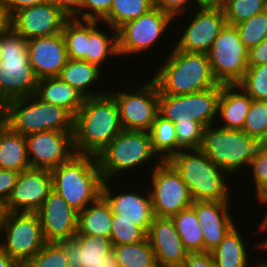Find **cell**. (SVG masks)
Listing matches in <instances>:
<instances>
[{"label":"cell","mask_w":267,"mask_h":267,"mask_svg":"<svg viewBox=\"0 0 267 267\" xmlns=\"http://www.w3.org/2000/svg\"><path fill=\"white\" fill-rule=\"evenodd\" d=\"M242 130L260 144L267 141V101L252 99Z\"/></svg>","instance_id":"obj_37"},{"label":"cell","mask_w":267,"mask_h":267,"mask_svg":"<svg viewBox=\"0 0 267 267\" xmlns=\"http://www.w3.org/2000/svg\"><path fill=\"white\" fill-rule=\"evenodd\" d=\"M2 213H3V206L0 204V223H1Z\"/></svg>","instance_id":"obj_58"},{"label":"cell","mask_w":267,"mask_h":267,"mask_svg":"<svg viewBox=\"0 0 267 267\" xmlns=\"http://www.w3.org/2000/svg\"><path fill=\"white\" fill-rule=\"evenodd\" d=\"M247 244L235 225L211 251L217 267H249L252 261L248 260L249 245Z\"/></svg>","instance_id":"obj_31"},{"label":"cell","mask_w":267,"mask_h":267,"mask_svg":"<svg viewBox=\"0 0 267 267\" xmlns=\"http://www.w3.org/2000/svg\"><path fill=\"white\" fill-rule=\"evenodd\" d=\"M50 171L52 189L78 213L102 196L104 179L94 155L75 154Z\"/></svg>","instance_id":"obj_3"},{"label":"cell","mask_w":267,"mask_h":267,"mask_svg":"<svg viewBox=\"0 0 267 267\" xmlns=\"http://www.w3.org/2000/svg\"><path fill=\"white\" fill-rule=\"evenodd\" d=\"M259 204L267 198V141L257 148L249 165Z\"/></svg>","instance_id":"obj_42"},{"label":"cell","mask_w":267,"mask_h":267,"mask_svg":"<svg viewBox=\"0 0 267 267\" xmlns=\"http://www.w3.org/2000/svg\"><path fill=\"white\" fill-rule=\"evenodd\" d=\"M47 2H50V0H3L6 11L10 17L21 9L45 4Z\"/></svg>","instance_id":"obj_51"},{"label":"cell","mask_w":267,"mask_h":267,"mask_svg":"<svg viewBox=\"0 0 267 267\" xmlns=\"http://www.w3.org/2000/svg\"><path fill=\"white\" fill-rule=\"evenodd\" d=\"M4 106L5 124L22 135L48 130L74 132V116L68 110L35 95L11 100Z\"/></svg>","instance_id":"obj_6"},{"label":"cell","mask_w":267,"mask_h":267,"mask_svg":"<svg viewBox=\"0 0 267 267\" xmlns=\"http://www.w3.org/2000/svg\"><path fill=\"white\" fill-rule=\"evenodd\" d=\"M261 204L263 205H267V198L263 201V202H261ZM267 213V212H266ZM265 213V216L267 217V214Z\"/></svg>","instance_id":"obj_59"},{"label":"cell","mask_w":267,"mask_h":267,"mask_svg":"<svg viewBox=\"0 0 267 267\" xmlns=\"http://www.w3.org/2000/svg\"><path fill=\"white\" fill-rule=\"evenodd\" d=\"M112 245H123L131 243H139L147 238V233L134 224L131 220L118 219V214L112 216Z\"/></svg>","instance_id":"obj_40"},{"label":"cell","mask_w":267,"mask_h":267,"mask_svg":"<svg viewBox=\"0 0 267 267\" xmlns=\"http://www.w3.org/2000/svg\"><path fill=\"white\" fill-rule=\"evenodd\" d=\"M221 90L222 84H218L186 95L159 94L158 113L172 123H185L192 120L201 123L204 127L214 125L217 123L214 119L218 115Z\"/></svg>","instance_id":"obj_10"},{"label":"cell","mask_w":267,"mask_h":267,"mask_svg":"<svg viewBox=\"0 0 267 267\" xmlns=\"http://www.w3.org/2000/svg\"><path fill=\"white\" fill-rule=\"evenodd\" d=\"M61 33L65 41L68 58L84 60L87 46V20L69 18L65 22Z\"/></svg>","instance_id":"obj_36"},{"label":"cell","mask_w":267,"mask_h":267,"mask_svg":"<svg viewBox=\"0 0 267 267\" xmlns=\"http://www.w3.org/2000/svg\"><path fill=\"white\" fill-rule=\"evenodd\" d=\"M35 96L45 103L59 105L75 116L81 109L85 96L59 77L38 80Z\"/></svg>","instance_id":"obj_26"},{"label":"cell","mask_w":267,"mask_h":267,"mask_svg":"<svg viewBox=\"0 0 267 267\" xmlns=\"http://www.w3.org/2000/svg\"><path fill=\"white\" fill-rule=\"evenodd\" d=\"M147 237L158 267H182L188 251L171 217L154 216Z\"/></svg>","instance_id":"obj_21"},{"label":"cell","mask_w":267,"mask_h":267,"mask_svg":"<svg viewBox=\"0 0 267 267\" xmlns=\"http://www.w3.org/2000/svg\"><path fill=\"white\" fill-rule=\"evenodd\" d=\"M188 252H204L203 232L195 211L189 207L171 217Z\"/></svg>","instance_id":"obj_34"},{"label":"cell","mask_w":267,"mask_h":267,"mask_svg":"<svg viewBox=\"0 0 267 267\" xmlns=\"http://www.w3.org/2000/svg\"><path fill=\"white\" fill-rule=\"evenodd\" d=\"M151 78L159 94L186 95L217 86L206 53L183 52L176 47L169 51Z\"/></svg>","instance_id":"obj_2"},{"label":"cell","mask_w":267,"mask_h":267,"mask_svg":"<svg viewBox=\"0 0 267 267\" xmlns=\"http://www.w3.org/2000/svg\"><path fill=\"white\" fill-rule=\"evenodd\" d=\"M32 168L53 169L75 154L73 132L41 131L25 136Z\"/></svg>","instance_id":"obj_15"},{"label":"cell","mask_w":267,"mask_h":267,"mask_svg":"<svg viewBox=\"0 0 267 267\" xmlns=\"http://www.w3.org/2000/svg\"><path fill=\"white\" fill-rule=\"evenodd\" d=\"M174 124L177 136V153L181 150L199 149L204 126L192 120Z\"/></svg>","instance_id":"obj_44"},{"label":"cell","mask_w":267,"mask_h":267,"mask_svg":"<svg viewBox=\"0 0 267 267\" xmlns=\"http://www.w3.org/2000/svg\"><path fill=\"white\" fill-rule=\"evenodd\" d=\"M182 267H217L211 252H188Z\"/></svg>","instance_id":"obj_48"},{"label":"cell","mask_w":267,"mask_h":267,"mask_svg":"<svg viewBox=\"0 0 267 267\" xmlns=\"http://www.w3.org/2000/svg\"><path fill=\"white\" fill-rule=\"evenodd\" d=\"M252 98L239 84L222 85L218 103V116L221 123L218 126L224 129L242 130L248 114Z\"/></svg>","instance_id":"obj_25"},{"label":"cell","mask_w":267,"mask_h":267,"mask_svg":"<svg viewBox=\"0 0 267 267\" xmlns=\"http://www.w3.org/2000/svg\"><path fill=\"white\" fill-rule=\"evenodd\" d=\"M70 267H119L110 238L99 235H76L58 243Z\"/></svg>","instance_id":"obj_19"},{"label":"cell","mask_w":267,"mask_h":267,"mask_svg":"<svg viewBox=\"0 0 267 267\" xmlns=\"http://www.w3.org/2000/svg\"><path fill=\"white\" fill-rule=\"evenodd\" d=\"M28 57L38 80L58 77L69 59L62 33L28 40Z\"/></svg>","instance_id":"obj_22"},{"label":"cell","mask_w":267,"mask_h":267,"mask_svg":"<svg viewBox=\"0 0 267 267\" xmlns=\"http://www.w3.org/2000/svg\"><path fill=\"white\" fill-rule=\"evenodd\" d=\"M111 181L106 180L102 187V197L110 205L113 214H118V219L131 220L140 226L147 234L154 218L152 199L149 189L144 195L139 191L134 192H115L109 185Z\"/></svg>","instance_id":"obj_23"},{"label":"cell","mask_w":267,"mask_h":267,"mask_svg":"<svg viewBox=\"0 0 267 267\" xmlns=\"http://www.w3.org/2000/svg\"><path fill=\"white\" fill-rule=\"evenodd\" d=\"M261 144L243 130L206 126L199 149L218 167L230 176L248 167ZM246 165V167H245ZM239 171V172H238Z\"/></svg>","instance_id":"obj_7"},{"label":"cell","mask_w":267,"mask_h":267,"mask_svg":"<svg viewBox=\"0 0 267 267\" xmlns=\"http://www.w3.org/2000/svg\"><path fill=\"white\" fill-rule=\"evenodd\" d=\"M31 168L25 135L13 131L7 124L0 128V169L18 173Z\"/></svg>","instance_id":"obj_27"},{"label":"cell","mask_w":267,"mask_h":267,"mask_svg":"<svg viewBox=\"0 0 267 267\" xmlns=\"http://www.w3.org/2000/svg\"><path fill=\"white\" fill-rule=\"evenodd\" d=\"M21 267H70L64 249L58 243H46Z\"/></svg>","instance_id":"obj_43"},{"label":"cell","mask_w":267,"mask_h":267,"mask_svg":"<svg viewBox=\"0 0 267 267\" xmlns=\"http://www.w3.org/2000/svg\"><path fill=\"white\" fill-rule=\"evenodd\" d=\"M190 1L192 0H154V6L176 19V17L179 18L182 13L184 14L188 9H191Z\"/></svg>","instance_id":"obj_47"},{"label":"cell","mask_w":267,"mask_h":267,"mask_svg":"<svg viewBox=\"0 0 267 267\" xmlns=\"http://www.w3.org/2000/svg\"><path fill=\"white\" fill-rule=\"evenodd\" d=\"M212 74L222 85L239 84L248 70V49L235 26L226 24L207 53Z\"/></svg>","instance_id":"obj_11"},{"label":"cell","mask_w":267,"mask_h":267,"mask_svg":"<svg viewBox=\"0 0 267 267\" xmlns=\"http://www.w3.org/2000/svg\"><path fill=\"white\" fill-rule=\"evenodd\" d=\"M10 27V16L8 15L3 0H0V33Z\"/></svg>","instance_id":"obj_53"},{"label":"cell","mask_w":267,"mask_h":267,"mask_svg":"<svg viewBox=\"0 0 267 267\" xmlns=\"http://www.w3.org/2000/svg\"><path fill=\"white\" fill-rule=\"evenodd\" d=\"M112 210L101 196L78 213V231L76 235H99L110 238L112 231Z\"/></svg>","instance_id":"obj_30"},{"label":"cell","mask_w":267,"mask_h":267,"mask_svg":"<svg viewBox=\"0 0 267 267\" xmlns=\"http://www.w3.org/2000/svg\"><path fill=\"white\" fill-rule=\"evenodd\" d=\"M267 64V37L257 46L248 50V66Z\"/></svg>","instance_id":"obj_49"},{"label":"cell","mask_w":267,"mask_h":267,"mask_svg":"<svg viewBox=\"0 0 267 267\" xmlns=\"http://www.w3.org/2000/svg\"><path fill=\"white\" fill-rule=\"evenodd\" d=\"M5 124V106L0 103V128Z\"/></svg>","instance_id":"obj_56"},{"label":"cell","mask_w":267,"mask_h":267,"mask_svg":"<svg viewBox=\"0 0 267 267\" xmlns=\"http://www.w3.org/2000/svg\"><path fill=\"white\" fill-rule=\"evenodd\" d=\"M18 172L8 169H0V204H4L9 199L15 186Z\"/></svg>","instance_id":"obj_46"},{"label":"cell","mask_w":267,"mask_h":267,"mask_svg":"<svg viewBox=\"0 0 267 267\" xmlns=\"http://www.w3.org/2000/svg\"><path fill=\"white\" fill-rule=\"evenodd\" d=\"M258 229L260 231H263L265 234H266V231H267V217L264 215L263 219H261V222H260V225L258 227ZM255 245V248L259 249L262 251L264 250V252L266 251L267 252V238L265 240H263L262 242H259Z\"/></svg>","instance_id":"obj_55"},{"label":"cell","mask_w":267,"mask_h":267,"mask_svg":"<svg viewBox=\"0 0 267 267\" xmlns=\"http://www.w3.org/2000/svg\"><path fill=\"white\" fill-rule=\"evenodd\" d=\"M149 189L154 216L172 217L191 207L193 199L188 186L168 161L156 160Z\"/></svg>","instance_id":"obj_12"},{"label":"cell","mask_w":267,"mask_h":267,"mask_svg":"<svg viewBox=\"0 0 267 267\" xmlns=\"http://www.w3.org/2000/svg\"><path fill=\"white\" fill-rule=\"evenodd\" d=\"M46 243H59L73 239L78 231V212L53 189L36 212Z\"/></svg>","instance_id":"obj_18"},{"label":"cell","mask_w":267,"mask_h":267,"mask_svg":"<svg viewBox=\"0 0 267 267\" xmlns=\"http://www.w3.org/2000/svg\"><path fill=\"white\" fill-rule=\"evenodd\" d=\"M192 20L174 45L183 52L208 53L214 40L227 24L224 11L196 9Z\"/></svg>","instance_id":"obj_20"},{"label":"cell","mask_w":267,"mask_h":267,"mask_svg":"<svg viewBox=\"0 0 267 267\" xmlns=\"http://www.w3.org/2000/svg\"><path fill=\"white\" fill-rule=\"evenodd\" d=\"M250 266H253V267H267V262H254L253 265H250Z\"/></svg>","instance_id":"obj_57"},{"label":"cell","mask_w":267,"mask_h":267,"mask_svg":"<svg viewBox=\"0 0 267 267\" xmlns=\"http://www.w3.org/2000/svg\"><path fill=\"white\" fill-rule=\"evenodd\" d=\"M267 9V0H225L227 24L236 25Z\"/></svg>","instance_id":"obj_39"},{"label":"cell","mask_w":267,"mask_h":267,"mask_svg":"<svg viewBox=\"0 0 267 267\" xmlns=\"http://www.w3.org/2000/svg\"><path fill=\"white\" fill-rule=\"evenodd\" d=\"M172 22H175L172 16L155 6L142 16L127 22L117 30L119 56L152 50L161 36H166L167 28Z\"/></svg>","instance_id":"obj_14"},{"label":"cell","mask_w":267,"mask_h":267,"mask_svg":"<svg viewBox=\"0 0 267 267\" xmlns=\"http://www.w3.org/2000/svg\"><path fill=\"white\" fill-rule=\"evenodd\" d=\"M168 162L188 186L193 201L231 202L226 181L231 176L200 149L181 150Z\"/></svg>","instance_id":"obj_5"},{"label":"cell","mask_w":267,"mask_h":267,"mask_svg":"<svg viewBox=\"0 0 267 267\" xmlns=\"http://www.w3.org/2000/svg\"><path fill=\"white\" fill-rule=\"evenodd\" d=\"M239 85L252 99L267 101V64L248 66Z\"/></svg>","instance_id":"obj_41"},{"label":"cell","mask_w":267,"mask_h":267,"mask_svg":"<svg viewBox=\"0 0 267 267\" xmlns=\"http://www.w3.org/2000/svg\"><path fill=\"white\" fill-rule=\"evenodd\" d=\"M37 82L28 40L9 27L0 33V103L35 95Z\"/></svg>","instance_id":"obj_4"},{"label":"cell","mask_w":267,"mask_h":267,"mask_svg":"<svg viewBox=\"0 0 267 267\" xmlns=\"http://www.w3.org/2000/svg\"><path fill=\"white\" fill-rule=\"evenodd\" d=\"M194 3L193 8L208 9V10H221L225 8V0H192Z\"/></svg>","instance_id":"obj_52"},{"label":"cell","mask_w":267,"mask_h":267,"mask_svg":"<svg viewBox=\"0 0 267 267\" xmlns=\"http://www.w3.org/2000/svg\"><path fill=\"white\" fill-rule=\"evenodd\" d=\"M70 17L51 2L21 9L10 17V27L26 40L61 33Z\"/></svg>","instance_id":"obj_17"},{"label":"cell","mask_w":267,"mask_h":267,"mask_svg":"<svg viewBox=\"0 0 267 267\" xmlns=\"http://www.w3.org/2000/svg\"><path fill=\"white\" fill-rule=\"evenodd\" d=\"M119 267H158L148 237L139 243L114 245Z\"/></svg>","instance_id":"obj_35"},{"label":"cell","mask_w":267,"mask_h":267,"mask_svg":"<svg viewBox=\"0 0 267 267\" xmlns=\"http://www.w3.org/2000/svg\"><path fill=\"white\" fill-rule=\"evenodd\" d=\"M156 158L149 132L122 130L97 154V162L104 181L122 172L143 166Z\"/></svg>","instance_id":"obj_8"},{"label":"cell","mask_w":267,"mask_h":267,"mask_svg":"<svg viewBox=\"0 0 267 267\" xmlns=\"http://www.w3.org/2000/svg\"><path fill=\"white\" fill-rule=\"evenodd\" d=\"M134 88L110 94L117 102L122 129L148 132L158 114L159 90L152 79Z\"/></svg>","instance_id":"obj_13"},{"label":"cell","mask_w":267,"mask_h":267,"mask_svg":"<svg viewBox=\"0 0 267 267\" xmlns=\"http://www.w3.org/2000/svg\"><path fill=\"white\" fill-rule=\"evenodd\" d=\"M112 2L113 0H82L80 20L101 22L109 14Z\"/></svg>","instance_id":"obj_45"},{"label":"cell","mask_w":267,"mask_h":267,"mask_svg":"<svg viewBox=\"0 0 267 267\" xmlns=\"http://www.w3.org/2000/svg\"><path fill=\"white\" fill-rule=\"evenodd\" d=\"M122 130L119 108L110 93L87 97L74 116L75 152L97 156Z\"/></svg>","instance_id":"obj_1"},{"label":"cell","mask_w":267,"mask_h":267,"mask_svg":"<svg viewBox=\"0 0 267 267\" xmlns=\"http://www.w3.org/2000/svg\"><path fill=\"white\" fill-rule=\"evenodd\" d=\"M1 234L5 240L0 241V248L20 266L33 258L46 244L37 213L3 211Z\"/></svg>","instance_id":"obj_9"},{"label":"cell","mask_w":267,"mask_h":267,"mask_svg":"<svg viewBox=\"0 0 267 267\" xmlns=\"http://www.w3.org/2000/svg\"><path fill=\"white\" fill-rule=\"evenodd\" d=\"M0 267H21L3 249L0 248Z\"/></svg>","instance_id":"obj_54"},{"label":"cell","mask_w":267,"mask_h":267,"mask_svg":"<svg viewBox=\"0 0 267 267\" xmlns=\"http://www.w3.org/2000/svg\"><path fill=\"white\" fill-rule=\"evenodd\" d=\"M99 21L87 20V46L86 56L83 61H87L91 64L103 68L101 64H105L104 61L109 57H119L118 53V40L117 31L106 33V31L100 30L98 27ZM98 28H97V27ZM111 35V36H110ZM112 56V57H111Z\"/></svg>","instance_id":"obj_29"},{"label":"cell","mask_w":267,"mask_h":267,"mask_svg":"<svg viewBox=\"0 0 267 267\" xmlns=\"http://www.w3.org/2000/svg\"><path fill=\"white\" fill-rule=\"evenodd\" d=\"M154 7V0H113L109 14L101 21L109 30L117 31Z\"/></svg>","instance_id":"obj_33"},{"label":"cell","mask_w":267,"mask_h":267,"mask_svg":"<svg viewBox=\"0 0 267 267\" xmlns=\"http://www.w3.org/2000/svg\"><path fill=\"white\" fill-rule=\"evenodd\" d=\"M230 203L193 201L191 204L203 232L204 252L215 249L228 231L236 225L229 212Z\"/></svg>","instance_id":"obj_24"},{"label":"cell","mask_w":267,"mask_h":267,"mask_svg":"<svg viewBox=\"0 0 267 267\" xmlns=\"http://www.w3.org/2000/svg\"><path fill=\"white\" fill-rule=\"evenodd\" d=\"M148 132L152 149L159 156V160L168 161L177 154V136L174 123L158 113Z\"/></svg>","instance_id":"obj_32"},{"label":"cell","mask_w":267,"mask_h":267,"mask_svg":"<svg viewBox=\"0 0 267 267\" xmlns=\"http://www.w3.org/2000/svg\"><path fill=\"white\" fill-rule=\"evenodd\" d=\"M101 72L103 73L101 68L87 61L68 59L58 77L76 88L85 98L96 97L107 93L94 92L91 89L93 88L92 86L97 84L96 82H98L99 79L102 80L101 77L104 75H102Z\"/></svg>","instance_id":"obj_28"},{"label":"cell","mask_w":267,"mask_h":267,"mask_svg":"<svg viewBox=\"0 0 267 267\" xmlns=\"http://www.w3.org/2000/svg\"><path fill=\"white\" fill-rule=\"evenodd\" d=\"M50 2L59 7L70 18L80 20L82 0H50Z\"/></svg>","instance_id":"obj_50"},{"label":"cell","mask_w":267,"mask_h":267,"mask_svg":"<svg viewBox=\"0 0 267 267\" xmlns=\"http://www.w3.org/2000/svg\"><path fill=\"white\" fill-rule=\"evenodd\" d=\"M234 26L248 50L257 46L267 37V9Z\"/></svg>","instance_id":"obj_38"},{"label":"cell","mask_w":267,"mask_h":267,"mask_svg":"<svg viewBox=\"0 0 267 267\" xmlns=\"http://www.w3.org/2000/svg\"><path fill=\"white\" fill-rule=\"evenodd\" d=\"M51 190L52 177L49 169L31 167L23 170L18 174L3 211L36 213Z\"/></svg>","instance_id":"obj_16"}]
</instances>
